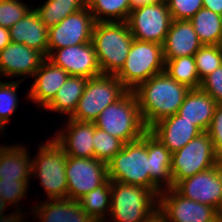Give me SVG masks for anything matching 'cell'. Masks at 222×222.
Returning a JSON list of instances; mask_svg holds the SVG:
<instances>
[{
	"instance_id": "obj_1",
	"label": "cell",
	"mask_w": 222,
	"mask_h": 222,
	"mask_svg": "<svg viewBox=\"0 0 222 222\" xmlns=\"http://www.w3.org/2000/svg\"><path fill=\"white\" fill-rule=\"evenodd\" d=\"M189 90L165 71L140 84L133 92L146 128L149 130L158 121L177 114Z\"/></svg>"
},
{
	"instance_id": "obj_2",
	"label": "cell",
	"mask_w": 222,
	"mask_h": 222,
	"mask_svg": "<svg viewBox=\"0 0 222 222\" xmlns=\"http://www.w3.org/2000/svg\"><path fill=\"white\" fill-rule=\"evenodd\" d=\"M133 39L127 22H95L91 41L102 74L116 75L121 70Z\"/></svg>"
},
{
	"instance_id": "obj_3",
	"label": "cell",
	"mask_w": 222,
	"mask_h": 222,
	"mask_svg": "<svg viewBox=\"0 0 222 222\" xmlns=\"http://www.w3.org/2000/svg\"><path fill=\"white\" fill-rule=\"evenodd\" d=\"M94 124L124 143L136 141L148 131L133 91H127L120 99L107 106Z\"/></svg>"
},
{
	"instance_id": "obj_4",
	"label": "cell",
	"mask_w": 222,
	"mask_h": 222,
	"mask_svg": "<svg viewBox=\"0 0 222 222\" xmlns=\"http://www.w3.org/2000/svg\"><path fill=\"white\" fill-rule=\"evenodd\" d=\"M164 70L163 45L133 39L125 64L115 76L128 91H134L144 81Z\"/></svg>"
},
{
	"instance_id": "obj_5",
	"label": "cell",
	"mask_w": 222,
	"mask_h": 222,
	"mask_svg": "<svg viewBox=\"0 0 222 222\" xmlns=\"http://www.w3.org/2000/svg\"><path fill=\"white\" fill-rule=\"evenodd\" d=\"M158 206L159 197L152 190L111 181L109 217L114 222H142L155 212Z\"/></svg>"
},
{
	"instance_id": "obj_6",
	"label": "cell",
	"mask_w": 222,
	"mask_h": 222,
	"mask_svg": "<svg viewBox=\"0 0 222 222\" xmlns=\"http://www.w3.org/2000/svg\"><path fill=\"white\" fill-rule=\"evenodd\" d=\"M150 157L147 155V132L138 140L125 143L107 163L108 178L151 190Z\"/></svg>"
},
{
	"instance_id": "obj_7",
	"label": "cell",
	"mask_w": 222,
	"mask_h": 222,
	"mask_svg": "<svg viewBox=\"0 0 222 222\" xmlns=\"http://www.w3.org/2000/svg\"><path fill=\"white\" fill-rule=\"evenodd\" d=\"M39 146L32 159V174L40 179V184L50 199H67L66 158L61 146L54 140ZM35 173V174H34Z\"/></svg>"
},
{
	"instance_id": "obj_8",
	"label": "cell",
	"mask_w": 222,
	"mask_h": 222,
	"mask_svg": "<svg viewBox=\"0 0 222 222\" xmlns=\"http://www.w3.org/2000/svg\"><path fill=\"white\" fill-rule=\"evenodd\" d=\"M128 90L115 75L101 74L88 78L84 93L70 119L94 122L110 104L120 99Z\"/></svg>"
},
{
	"instance_id": "obj_9",
	"label": "cell",
	"mask_w": 222,
	"mask_h": 222,
	"mask_svg": "<svg viewBox=\"0 0 222 222\" xmlns=\"http://www.w3.org/2000/svg\"><path fill=\"white\" fill-rule=\"evenodd\" d=\"M222 160L214 150L207 132H202L184 147L172 153L170 172L173 187L181 180L216 166Z\"/></svg>"
},
{
	"instance_id": "obj_10",
	"label": "cell",
	"mask_w": 222,
	"mask_h": 222,
	"mask_svg": "<svg viewBox=\"0 0 222 222\" xmlns=\"http://www.w3.org/2000/svg\"><path fill=\"white\" fill-rule=\"evenodd\" d=\"M173 19L166 1L132 9L127 20L134 39L163 45Z\"/></svg>"
},
{
	"instance_id": "obj_11",
	"label": "cell",
	"mask_w": 222,
	"mask_h": 222,
	"mask_svg": "<svg viewBox=\"0 0 222 222\" xmlns=\"http://www.w3.org/2000/svg\"><path fill=\"white\" fill-rule=\"evenodd\" d=\"M67 199L78 201L108 179L107 163L95 158H66Z\"/></svg>"
},
{
	"instance_id": "obj_12",
	"label": "cell",
	"mask_w": 222,
	"mask_h": 222,
	"mask_svg": "<svg viewBox=\"0 0 222 222\" xmlns=\"http://www.w3.org/2000/svg\"><path fill=\"white\" fill-rule=\"evenodd\" d=\"M158 208L167 222H222L217 209L185 198L174 188L160 192Z\"/></svg>"
},
{
	"instance_id": "obj_13",
	"label": "cell",
	"mask_w": 222,
	"mask_h": 222,
	"mask_svg": "<svg viewBox=\"0 0 222 222\" xmlns=\"http://www.w3.org/2000/svg\"><path fill=\"white\" fill-rule=\"evenodd\" d=\"M95 20L89 7L48 28V55L53 50L91 42Z\"/></svg>"
},
{
	"instance_id": "obj_14",
	"label": "cell",
	"mask_w": 222,
	"mask_h": 222,
	"mask_svg": "<svg viewBox=\"0 0 222 222\" xmlns=\"http://www.w3.org/2000/svg\"><path fill=\"white\" fill-rule=\"evenodd\" d=\"M173 188L185 198L218 209L222 197V162L179 181Z\"/></svg>"
},
{
	"instance_id": "obj_15",
	"label": "cell",
	"mask_w": 222,
	"mask_h": 222,
	"mask_svg": "<svg viewBox=\"0 0 222 222\" xmlns=\"http://www.w3.org/2000/svg\"><path fill=\"white\" fill-rule=\"evenodd\" d=\"M47 58L69 76L92 78L102 74L92 41L53 50Z\"/></svg>"
},
{
	"instance_id": "obj_16",
	"label": "cell",
	"mask_w": 222,
	"mask_h": 222,
	"mask_svg": "<svg viewBox=\"0 0 222 222\" xmlns=\"http://www.w3.org/2000/svg\"><path fill=\"white\" fill-rule=\"evenodd\" d=\"M45 58L36 49L10 42L0 51V75L7 78L23 76V81L27 77H33Z\"/></svg>"
},
{
	"instance_id": "obj_17",
	"label": "cell",
	"mask_w": 222,
	"mask_h": 222,
	"mask_svg": "<svg viewBox=\"0 0 222 222\" xmlns=\"http://www.w3.org/2000/svg\"><path fill=\"white\" fill-rule=\"evenodd\" d=\"M65 127L57 131L54 139L65 154L77 158H94V122H80L68 117Z\"/></svg>"
},
{
	"instance_id": "obj_18",
	"label": "cell",
	"mask_w": 222,
	"mask_h": 222,
	"mask_svg": "<svg viewBox=\"0 0 222 222\" xmlns=\"http://www.w3.org/2000/svg\"><path fill=\"white\" fill-rule=\"evenodd\" d=\"M149 131L171 152L184 147L202 131L194 123L184 120L178 114L166 117L155 123Z\"/></svg>"
},
{
	"instance_id": "obj_19",
	"label": "cell",
	"mask_w": 222,
	"mask_h": 222,
	"mask_svg": "<svg viewBox=\"0 0 222 222\" xmlns=\"http://www.w3.org/2000/svg\"><path fill=\"white\" fill-rule=\"evenodd\" d=\"M33 76L35 80L27 98L44 108L54 98L69 74L46 57Z\"/></svg>"
},
{
	"instance_id": "obj_20",
	"label": "cell",
	"mask_w": 222,
	"mask_h": 222,
	"mask_svg": "<svg viewBox=\"0 0 222 222\" xmlns=\"http://www.w3.org/2000/svg\"><path fill=\"white\" fill-rule=\"evenodd\" d=\"M202 46L189 20H173L163 43L164 60L194 56Z\"/></svg>"
},
{
	"instance_id": "obj_21",
	"label": "cell",
	"mask_w": 222,
	"mask_h": 222,
	"mask_svg": "<svg viewBox=\"0 0 222 222\" xmlns=\"http://www.w3.org/2000/svg\"><path fill=\"white\" fill-rule=\"evenodd\" d=\"M147 155L150 157L151 190L159 197L164 188H173L170 172L172 153L149 130L147 131Z\"/></svg>"
},
{
	"instance_id": "obj_22",
	"label": "cell",
	"mask_w": 222,
	"mask_h": 222,
	"mask_svg": "<svg viewBox=\"0 0 222 222\" xmlns=\"http://www.w3.org/2000/svg\"><path fill=\"white\" fill-rule=\"evenodd\" d=\"M9 33L11 42L25 44L48 57V28L33 8L9 28Z\"/></svg>"
},
{
	"instance_id": "obj_23",
	"label": "cell",
	"mask_w": 222,
	"mask_h": 222,
	"mask_svg": "<svg viewBox=\"0 0 222 222\" xmlns=\"http://www.w3.org/2000/svg\"><path fill=\"white\" fill-rule=\"evenodd\" d=\"M216 106V101L200 88L190 89L177 114L194 123L202 132H207Z\"/></svg>"
},
{
	"instance_id": "obj_24",
	"label": "cell",
	"mask_w": 222,
	"mask_h": 222,
	"mask_svg": "<svg viewBox=\"0 0 222 222\" xmlns=\"http://www.w3.org/2000/svg\"><path fill=\"white\" fill-rule=\"evenodd\" d=\"M33 208L41 222H96L72 199H50Z\"/></svg>"
},
{
	"instance_id": "obj_25",
	"label": "cell",
	"mask_w": 222,
	"mask_h": 222,
	"mask_svg": "<svg viewBox=\"0 0 222 222\" xmlns=\"http://www.w3.org/2000/svg\"><path fill=\"white\" fill-rule=\"evenodd\" d=\"M24 146L0 145V180H29L32 160Z\"/></svg>"
},
{
	"instance_id": "obj_26",
	"label": "cell",
	"mask_w": 222,
	"mask_h": 222,
	"mask_svg": "<svg viewBox=\"0 0 222 222\" xmlns=\"http://www.w3.org/2000/svg\"><path fill=\"white\" fill-rule=\"evenodd\" d=\"M88 78L68 76L65 83L57 91L54 98L44 107L46 111H53L71 116L84 93Z\"/></svg>"
},
{
	"instance_id": "obj_27",
	"label": "cell",
	"mask_w": 222,
	"mask_h": 222,
	"mask_svg": "<svg viewBox=\"0 0 222 222\" xmlns=\"http://www.w3.org/2000/svg\"><path fill=\"white\" fill-rule=\"evenodd\" d=\"M203 45H222V16L201 8L190 20Z\"/></svg>"
},
{
	"instance_id": "obj_28",
	"label": "cell",
	"mask_w": 222,
	"mask_h": 222,
	"mask_svg": "<svg viewBox=\"0 0 222 222\" xmlns=\"http://www.w3.org/2000/svg\"><path fill=\"white\" fill-rule=\"evenodd\" d=\"M78 202L94 221L106 222L105 216L109 215L111 207V180L108 178L96 189L81 197Z\"/></svg>"
},
{
	"instance_id": "obj_29",
	"label": "cell",
	"mask_w": 222,
	"mask_h": 222,
	"mask_svg": "<svg viewBox=\"0 0 222 222\" xmlns=\"http://www.w3.org/2000/svg\"><path fill=\"white\" fill-rule=\"evenodd\" d=\"M87 7L86 0H46L34 10L47 28L60 23L64 18Z\"/></svg>"
},
{
	"instance_id": "obj_30",
	"label": "cell",
	"mask_w": 222,
	"mask_h": 222,
	"mask_svg": "<svg viewBox=\"0 0 222 222\" xmlns=\"http://www.w3.org/2000/svg\"><path fill=\"white\" fill-rule=\"evenodd\" d=\"M95 22H127L130 0H86Z\"/></svg>"
},
{
	"instance_id": "obj_31",
	"label": "cell",
	"mask_w": 222,
	"mask_h": 222,
	"mask_svg": "<svg viewBox=\"0 0 222 222\" xmlns=\"http://www.w3.org/2000/svg\"><path fill=\"white\" fill-rule=\"evenodd\" d=\"M171 78L190 89H199L201 81L197 72L194 56H183L165 60V70Z\"/></svg>"
},
{
	"instance_id": "obj_32",
	"label": "cell",
	"mask_w": 222,
	"mask_h": 222,
	"mask_svg": "<svg viewBox=\"0 0 222 222\" xmlns=\"http://www.w3.org/2000/svg\"><path fill=\"white\" fill-rule=\"evenodd\" d=\"M124 142L95 126L94 158L108 163L124 146Z\"/></svg>"
},
{
	"instance_id": "obj_33",
	"label": "cell",
	"mask_w": 222,
	"mask_h": 222,
	"mask_svg": "<svg viewBox=\"0 0 222 222\" xmlns=\"http://www.w3.org/2000/svg\"><path fill=\"white\" fill-rule=\"evenodd\" d=\"M197 72L202 81L222 65V45H203L195 54Z\"/></svg>"
},
{
	"instance_id": "obj_34",
	"label": "cell",
	"mask_w": 222,
	"mask_h": 222,
	"mask_svg": "<svg viewBox=\"0 0 222 222\" xmlns=\"http://www.w3.org/2000/svg\"><path fill=\"white\" fill-rule=\"evenodd\" d=\"M20 80L3 82L0 80V130L3 132L7 127L11 115L16 111L18 105L17 89ZM6 126V127H5Z\"/></svg>"
},
{
	"instance_id": "obj_35",
	"label": "cell",
	"mask_w": 222,
	"mask_h": 222,
	"mask_svg": "<svg viewBox=\"0 0 222 222\" xmlns=\"http://www.w3.org/2000/svg\"><path fill=\"white\" fill-rule=\"evenodd\" d=\"M31 9L20 0H0V26L9 29Z\"/></svg>"
},
{
	"instance_id": "obj_36",
	"label": "cell",
	"mask_w": 222,
	"mask_h": 222,
	"mask_svg": "<svg viewBox=\"0 0 222 222\" xmlns=\"http://www.w3.org/2000/svg\"><path fill=\"white\" fill-rule=\"evenodd\" d=\"M30 180H0V197L6 204L18 205L28 192ZM27 191V192H26Z\"/></svg>"
},
{
	"instance_id": "obj_37",
	"label": "cell",
	"mask_w": 222,
	"mask_h": 222,
	"mask_svg": "<svg viewBox=\"0 0 222 222\" xmlns=\"http://www.w3.org/2000/svg\"><path fill=\"white\" fill-rule=\"evenodd\" d=\"M173 20H190L201 8L203 0H167Z\"/></svg>"
},
{
	"instance_id": "obj_38",
	"label": "cell",
	"mask_w": 222,
	"mask_h": 222,
	"mask_svg": "<svg viewBox=\"0 0 222 222\" xmlns=\"http://www.w3.org/2000/svg\"><path fill=\"white\" fill-rule=\"evenodd\" d=\"M200 89L222 104V65L201 81Z\"/></svg>"
},
{
	"instance_id": "obj_39",
	"label": "cell",
	"mask_w": 222,
	"mask_h": 222,
	"mask_svg": "<svg viewBox=\"0 0 222 222\" xmlns=\"http://www.w3.org/2000/svg\"><path fill=\"white\" fill-rule=\"evenodd\" d=\"M207 133L212 140L216 154L222 160V104H217Z\"/></svg>"
},
{
	"instance_id": "obj_40",
	"label": "cell",
	"mask_w": 222,
	"mask_h": 222,
	"mask_svg": "<svg viewBox=\"0 0 222 222\" xmlns=\"http://www.w3.org/2000/svg\"><path fill=\"white\" fill-rule=\"evenodd\" d=\"M7 209V204L3 201V199L0 197V222H21L23 217L22 211H17L14 213H11L10 215L8 214L7 216L4 215V211ZM20 214H18V213ZM14 214V215H13Z\"/></svg>"
},
{
	"instance_id": "obj_41",
	"label": "cell",
	"mask_w": 222,
	"mask_h": 222,
	"mask_svg": "<svg viewBox=\"0 0 222 222\" xmlns=\"http://www.w3.org/2000/svg\"><path fill=\"white\" fill-rule=\"evenodd\" d=\"M203 8L222 15V0H203Z\"/></svg>"
},
{
	"instance_id": "obj_42",
	"label": "cell",
	"mask_w": 222,
	"mask_h": 222,
	"mask_svg": "<svg viewBox=\"0 0 222 222\" xmlns=\"http://www.w3.org/2000/svg\"><path fill=\"white\" fill-rule=\"evenodd\" d=\"M10 42L9 29L0 26V51L3 50Z\"/></svg>"
},
{
	"instance_id": "obj_43",
	"label": "cell",
	"mask_w": 222,
	"mask_h": 222,
	"mask_svg": "<svg viewBox=\"0 0 222 222\" xmlns=\"http://www.w3.org/2000/svg\"><path fill=\"white\" fill-rule=\"evenodd\" d=\"M142 222H167L163 212L158 208Z\"/></svg>"
},
{
	"instance_id": "obj_44",
	"label": "cell",
	"mask_w": 222,
	"mask_h": 222,
	"mask_svg": "<svg viewBox=\"0 0 222 222\" xmlns=\"http://www.w3.org/2000/svg\"><path fill=\"white\" fill-rule=\"evenodd\" d=\"M162 0H130L131 9L141 7L143 5L158 3Z\"/></svg>"
},
{
	"instance_id": "obj_45",
	"label": "cell",
	"mask_w": 222,
	"mask_h": 222,
	"mask_svg": "<svg viewBox=\"0 0 222 222\" xmlns=\"http://www.w3.org/2000/svg\"><path fill=\"white\" fill-rule=\"evenodd\" d=\"M217 212H218L219 216L222 218V197H221Z\"/></svg>"
}]
</instances>
